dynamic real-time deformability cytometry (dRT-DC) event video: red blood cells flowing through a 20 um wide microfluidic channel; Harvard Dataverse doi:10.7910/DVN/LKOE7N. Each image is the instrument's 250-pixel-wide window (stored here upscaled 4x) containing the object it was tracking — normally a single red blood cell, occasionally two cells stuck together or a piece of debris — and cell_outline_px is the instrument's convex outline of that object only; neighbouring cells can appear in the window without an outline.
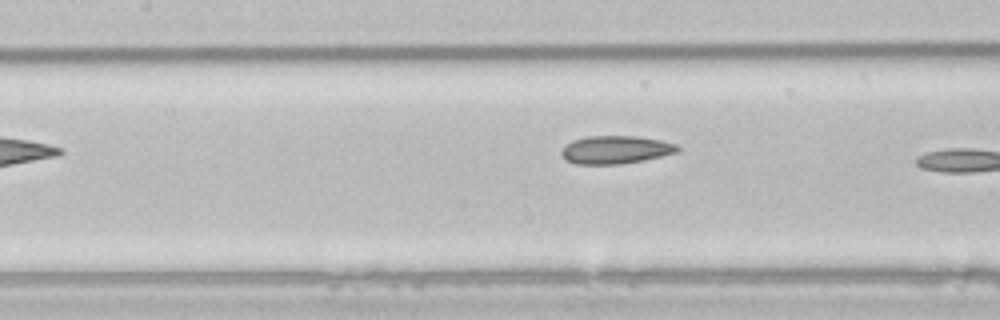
{"species": "common noctule bat (a hibernating species)", "species_latin": "Nyctalus noctula", "temperature_condition": "room temperature", "stored_images_in_passage": 5, "camera_frame_rate_fps": 3000, "um_per_image_px": 0.085, "animal": {"sex": "male", "body_mass_g": 21.5, "forearm_length_mm": 52.0}, "frame": {"image": 1, "passage_image": 5, "time_ms": 5.0, "image_size_px": [1000, 320], "cell_outline_px": [[680, 152], [644, 160], [620, 164], [576, 164], [564, 160], [560, 152], [572, 140], [584, 136], [636, 136], [660, 140], [676, 144], [680, 148]], "centroid_in_image_um": [52.33, 12.73], "position_along_channel_um": 155.1, "area_um2": 19.07}}